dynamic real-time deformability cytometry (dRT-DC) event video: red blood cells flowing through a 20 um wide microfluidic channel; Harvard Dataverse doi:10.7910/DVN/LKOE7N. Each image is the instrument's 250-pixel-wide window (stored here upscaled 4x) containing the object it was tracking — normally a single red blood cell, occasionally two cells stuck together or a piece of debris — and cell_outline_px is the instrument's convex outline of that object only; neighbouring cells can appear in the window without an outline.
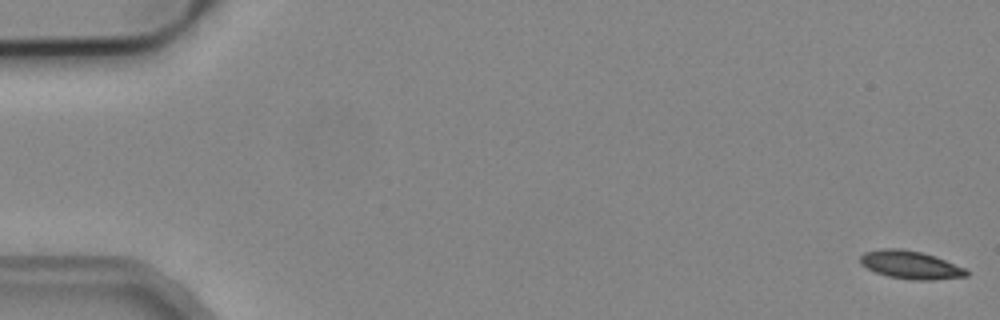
{"species": "common noctule bat (a hibernating species)", "species_latin": "Nyctalus noctula", "temperature_condition": "cold", "stored_images_in_passage": 4, "camera_frame_rate_fps": 3000, "um_per_image_px": 0.085, "animal": {"sex": "male", "body_mass_g": 19.2, "forearm_length_mm": 51.8}, "frame": {"image": 1, "passage_image": 1, "time_ms": 0.0, "image_size_px": [1000, 320], "cell_outline_px": [[968, 276], [932, 280], [912, 280], [888, 276], [876, 272], [860, 264], [860, 256], [864, 252], [884, 248], [900, 248], [920, 252], [936, 256], [964, 268], [968, 272]], "centroid_in_image_um": [77.38, 22.51], "position_along_channel_um": 7.6, "area_um2": 17.28}}